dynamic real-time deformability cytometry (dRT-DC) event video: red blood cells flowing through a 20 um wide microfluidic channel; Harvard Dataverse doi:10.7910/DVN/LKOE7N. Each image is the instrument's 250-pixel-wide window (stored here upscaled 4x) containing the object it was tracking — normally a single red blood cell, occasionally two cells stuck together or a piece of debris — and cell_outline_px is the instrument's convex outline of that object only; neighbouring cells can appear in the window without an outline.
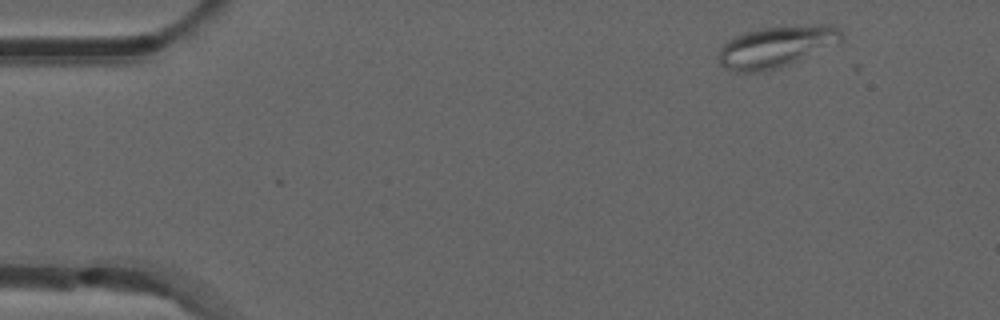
{"species": "common noctule bat (a hibernating species)", "species_latin": "Nyctalus noctula", "temperature_condition": "room temperature", "stored_images_in_passage": 2, "camera_frame_rate_fps": 3000, "um_per_image_px": 0.085, "animal": {"sex": "male", "forearm_length_mm": 52.5}, "frame": {"image": 1, "passage_image": 1, "time_ms": 0.0, "image_size_px": [1000, 320], "cell_outline_px": [[844, 40], [788, 64], [764, 72], [736, 72], [724, 68], [720, 64], [720, 48], [732, 36], [744, 32], [760, 28], [816, 24], [832, 24], [840, 28], [844, 32]], "centroid_in_image_um": [66.0, 3.94], "position_along_channel_um": 19.0, "area_um2": 29.65}}